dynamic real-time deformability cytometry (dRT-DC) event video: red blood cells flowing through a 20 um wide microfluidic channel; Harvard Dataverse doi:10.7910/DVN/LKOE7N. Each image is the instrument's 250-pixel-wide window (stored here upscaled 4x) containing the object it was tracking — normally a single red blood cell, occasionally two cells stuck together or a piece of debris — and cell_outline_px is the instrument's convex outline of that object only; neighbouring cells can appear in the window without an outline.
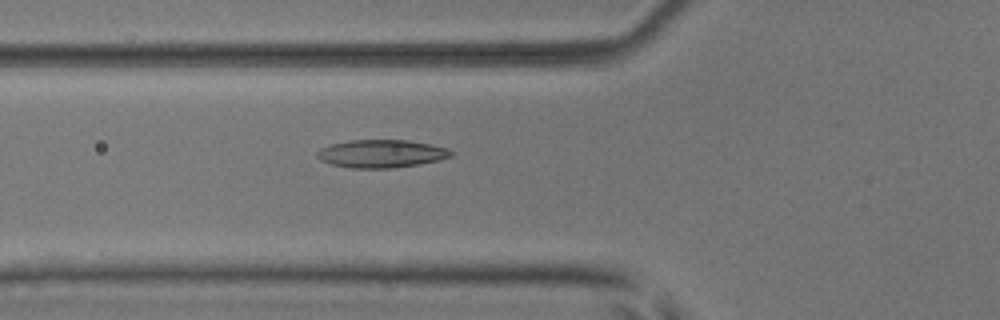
{"species": "common noctule bat (a hibernating species)", "species_latin": "Nyctalus noctula", "temperature_condition": "room temperature", "stored_images_in_passage": 54, "camera_frame_rate_fps": 3000, "um_per_image_px": 0.085, "animal": {"sex": "male", "body_mass_g": 17.9, "forearm_length_mm": 54.2}, "frame": {"image": 1, "passage_image": 20, "time_ms": 6.333, "image_size_px": [1000, 320], "cell_outline_px": [[456, 152], [452, 156], [420, 164], [392, 168], [348, 168], [332, 164], [320, 160], [316, 156], [316, 152], [320, 148], [332, 144], [348, 140], [408, 140], [432, 144], [448, 148]], "centroid_in_image_um": [32.42, 13.06], "position_along_channel_um": 93.4, "area_um2": 21.96}}
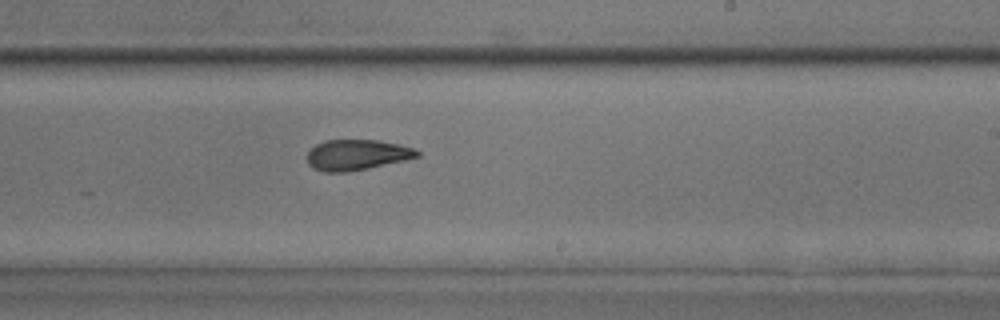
{"frame": {"image": 2, "passage_image": 33, "time_ms": 10.667, "image_size_px": [1000, 320], "cell_outline_px": [[420, 156], [404, 160], [368, 168], [348, 172], [324, 172], [312, 168], [308, 164], [308, 152], [316, 144], [324, 140], [376, 140], [400, 144], [416, 148], [420, 152]], "centroid_in_image_um": [30.34, 13.16], "position_along_channel_um": 258.7, "area_um2": 19.65}}
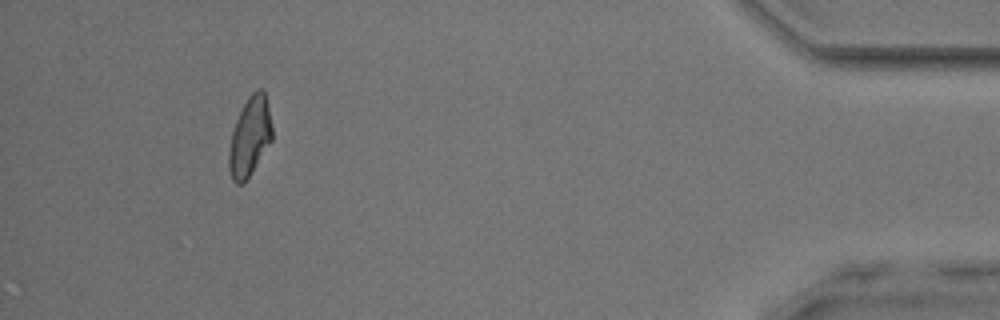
{"frame": {"image": 3, "passage_image": 50, "time_ms": 16.333, "image_size_px": [1000, 320], "cell_outline_px": [[272, 140], [244, 184], [236, 184], [232, 180], [228, 168], [228, 152], [232, 132], [236, 120], [248, 96], [256, 88], [260, 88], [264, 92], [268, 108], [272, 128]], "centroid_in_image_um": [21.21, 11.65], "position_along_channel_um": 414.0, "area_um2": 19.83}, "authors_computed_cell_mechanics": {"area_um2": 20.3456, "velocity_mm_per_s": 3.8296, "shape_relaxation_time_tau1_ms": 8.8413, "shape_relaxation_time_tau2_ms": 3.1012, "deformation_change_tau1": 0.2079, "deformation_change_tau2": 0.1052}}